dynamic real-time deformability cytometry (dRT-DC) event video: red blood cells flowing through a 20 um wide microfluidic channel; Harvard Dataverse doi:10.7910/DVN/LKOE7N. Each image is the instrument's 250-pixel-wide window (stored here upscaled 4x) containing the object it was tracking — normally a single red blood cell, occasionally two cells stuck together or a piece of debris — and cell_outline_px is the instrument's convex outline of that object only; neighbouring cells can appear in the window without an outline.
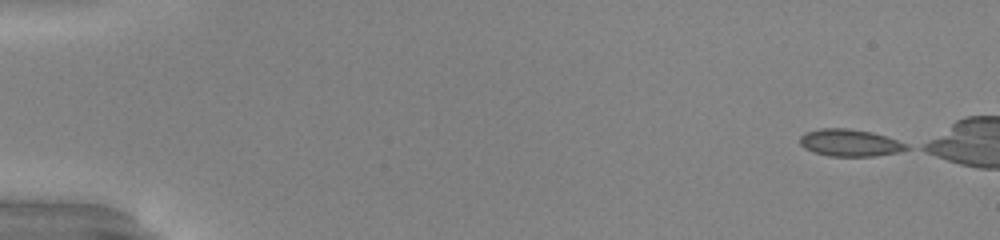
{"species": "common noctule bat (a hibernating species)", "species_latin": "Nyctalus noctula", "temperature_condition": "warm", "stored_images_in_passage": 45, "camera_frame_rate_fps": 3000, "um_per_image_px": 0.085, "animal": {"sex": "male", "body_mass_g": 20.0, "forearm_length_mm": 53.3}, "frame": {"image": 1, "passage_image": 1, "time_ms": 0.0, "image_size_px": [1000, 240], "cell_outline_px": [[912, 148], [896, 152], [872, 156], [828, 156], [812, 152], [804, 148], [800, 144], [800, 136], [804, 132], [820, 128], [848, 128], [872, 132], [908, 144]], "centroid_in_image_um": [72.2, 12.13], "position_along_channel_um": 12.8, "area_um2": 16.88}}
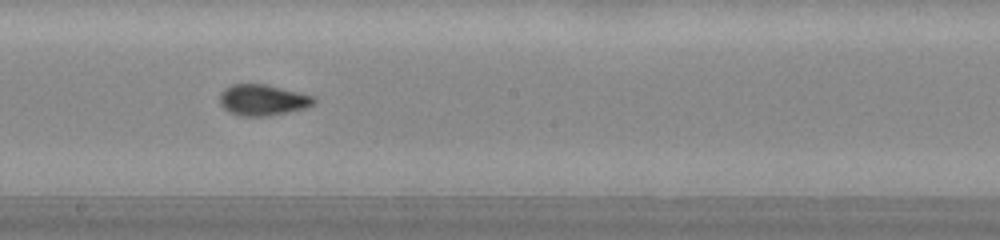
{"frame": {"image": 2, "passage_image": 28, "time_ms": 9.0, "image_size_px": [1000, 240], "cell_outline_px": [[316, 104], [304, 108], [264, 116], [240, 116], [228, 112], [220, 104], [220, 92], [224, 88], [232, 84], [268, 84], [312, 96], [316, 100]], "centroid_in_image_um": [22.29, 8.49], "position_along_channel_um": 225.9, "area_um2": 16.94}}
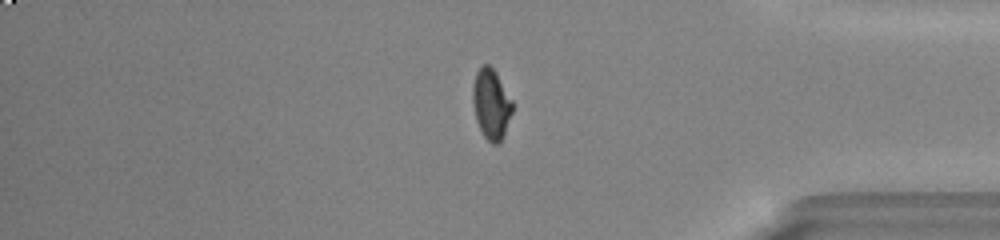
{"frame": {"image": 3, "passage_image": 42, "time_ms": 13.667, "image_size_px": [1000, 240], "cell_outline_px": [[512, 112], [504, 136], [500, 144], [492, 144], [484, 136], [476, 120], [472, 100], [472, 84], [476, 72], [484, 64], [488, 64], [496, 72], [512, 100]], "centroid_in_image_um": [41.74, 8.86], "position_along_channel_um": 393.5, "area_um2": 16.3}}